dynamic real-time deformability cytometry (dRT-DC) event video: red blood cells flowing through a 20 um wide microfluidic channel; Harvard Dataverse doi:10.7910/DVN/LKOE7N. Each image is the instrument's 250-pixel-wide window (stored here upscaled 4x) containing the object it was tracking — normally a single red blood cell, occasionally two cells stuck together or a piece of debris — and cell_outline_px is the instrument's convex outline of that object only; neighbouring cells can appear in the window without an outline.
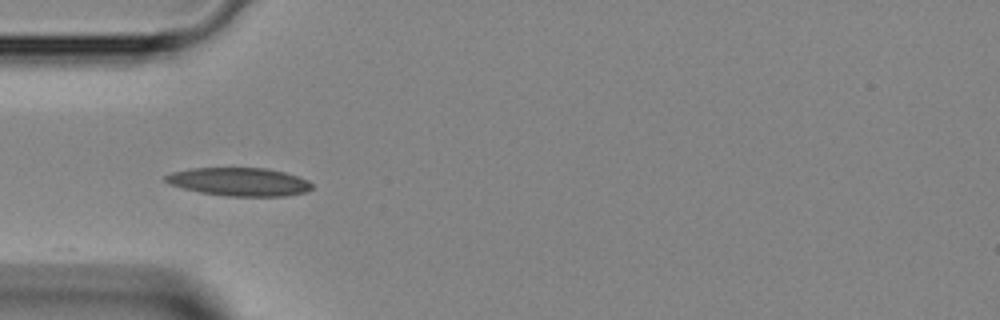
{"species": "Egyptian fruit bat (a non-hibernating species)", "species_latin": "Rousettus aegyptiacus", "temperature_condition": "room temperature", "stored_images_in_passage": 7, "camera_frame_rate_fps": 3000, "um_per_image_px": 0.085, "animal": {"sex": "female"}, "frame": {"image": 1, "passage_image": 1, "time_ms": 0.0, "image_size_px": [1000, 320], "cell_outline_px": [[312, 188], [308, 192], [284, 196], [228, 196], [200, 192], [184, 188], [172, 184], [164, 180], [164, 176], [172, 172], [192, 168], [268, 168], [284, 172], [308, 180], [312, 184]], "centroid_in_image_um": [20.37, 15.45], "position_along_channel_um": 64.6, "area_um2": 23.99}}